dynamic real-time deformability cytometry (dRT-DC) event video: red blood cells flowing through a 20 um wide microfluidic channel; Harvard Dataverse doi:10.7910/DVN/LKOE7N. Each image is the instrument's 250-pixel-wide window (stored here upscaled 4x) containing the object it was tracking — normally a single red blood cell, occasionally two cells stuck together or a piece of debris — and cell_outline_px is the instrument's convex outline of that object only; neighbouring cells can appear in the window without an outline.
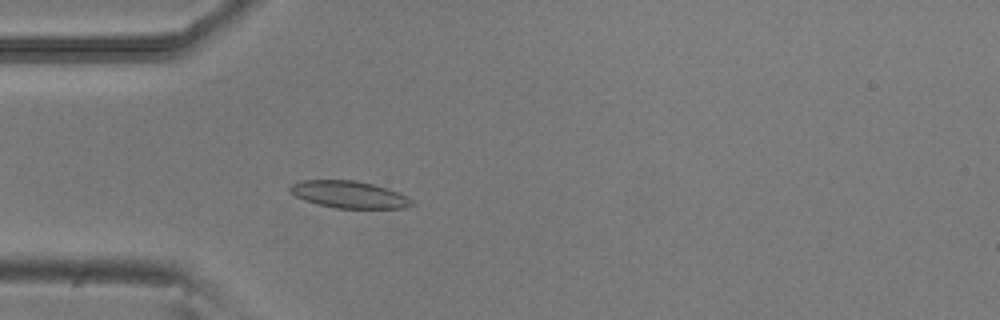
{"species": "common noctule bat (a hibernating species)", "species_latin": "Nyctalus noctula", "temperature_condition": "room temperature", "stored_images_in_passage": 52, "camera_frame_rate_fps": 3000, "um_per_image_px": 0.085, "animal": {"sex": "male", "body_mass_g": 20.5, "forearm_length_mm": 52.5}, "frame": {"image": 1, "passage_image": 15, "time_ms": 4.667, "image_size_px": [1000, 320], "cell_outline_px": [[416, 204], [404, 208], [336, 208], [316, 204], [304, 200], [288, 192], [288, 188], [292, 184], [300, 180], [356, 180], [388, 188], [412, 200]], "centroid_in_image_um": [29.62, 16.53], "position_along_channel_um": 55.4, "area_um2": 19.25}}
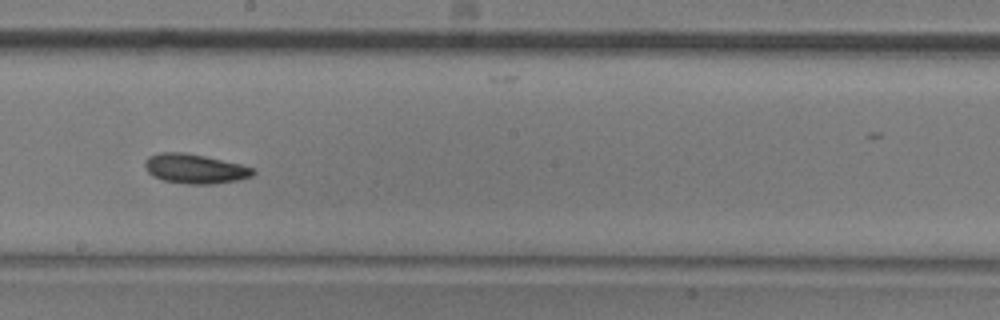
{"frame": {"image": 2, "passage_image": 29, "time_ms": 9.333, "image_size_px": [1000, 320], "cell_outline_px": [[256, 172], [252, 176], [240, 180], [216, 184], [188, 184], [164, 180], [152, 176], [144, 168], [144, 160], [148, 156], [160, 152], [184, 152], [204, 156], [240, 164], [256, 168]], "centroid_in_image_um": [16.57, 14.34], "position_along_channel_um": 231.6, "area_um2": 18.84}}
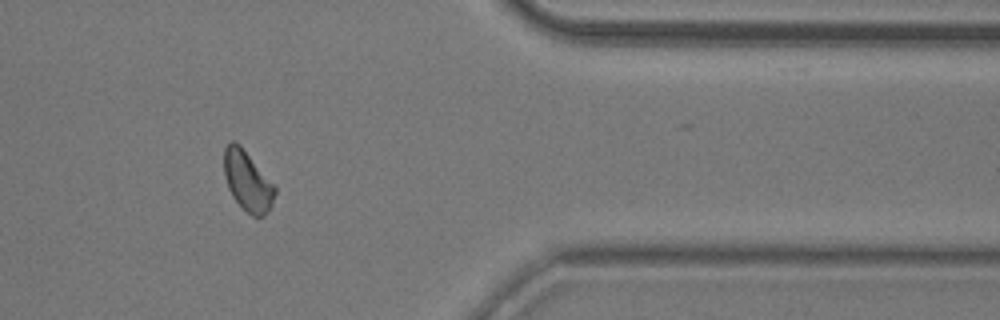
{"frame": {"image": 3, "passage_image": 43, "time_ms": 14.0, "image_size_px": [1000, 320], "cell_outline_px": [[276, 192], [272, 204], [264, 216], [252, 216], [232, 196], [228, 188], [224, 176], [224, 148], [232, 140], [240, 144], [276, 184]], "centroid_in_image_um": [21.06, 15.35], "position_along_channel_um": 390.3, "area_um2": 17.98}, "authors_computed_cell_mechanics": {"area_um2": 18.0625, "velocity_mm_per_s": 3.8773, "shape_relaxation_time_tau1_ms": 9.1549, "shape_relaxation_time_tau2_ms": null, "deformation_change_tau1": 0.1612, "deformation_change_tau2": null}}